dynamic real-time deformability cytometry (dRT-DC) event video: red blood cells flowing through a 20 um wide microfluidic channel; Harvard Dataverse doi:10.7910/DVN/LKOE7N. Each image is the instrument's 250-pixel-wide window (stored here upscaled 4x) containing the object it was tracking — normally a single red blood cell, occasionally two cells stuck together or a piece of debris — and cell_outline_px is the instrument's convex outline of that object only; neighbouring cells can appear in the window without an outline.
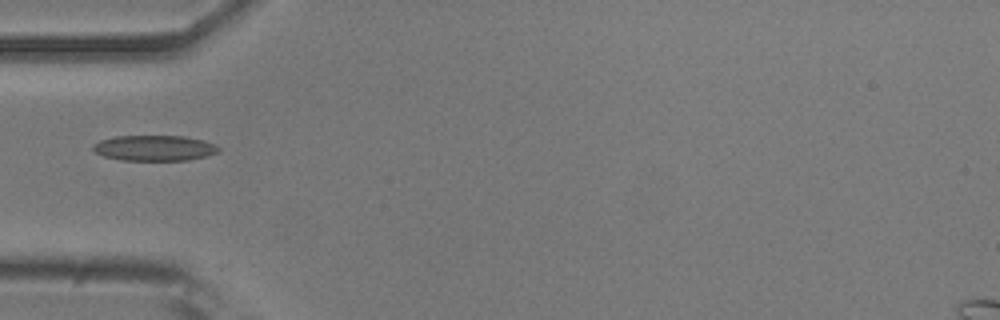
{"species": "common noctule bat (a hibernating species)", "species_latin": "Nyctalus noctula", "temperature_condition": "room temperature", "stored_images_in_passage": 23, "camera_frame_rate_fps": 3000, "um_per_image_px": 0.085, "animal": {"sex": "male", "body_mass_g": 20.5, "forearm_length_mm": 52.5}, "frame": {"image": 1, "passage_image": 1, "time_ms": 0.0, "image_size_px": [1000, 320], "cell_outline_px": [[220, 152], [208, 156], [188, 160], [120, 160], [104, 156], [96, 152], [92, 148], [92, 144], [100, 140], [116, 136], [184, 136], [204, 140], [216, 144], [220, 148]], "centroid_in_image_um": [13.17, 12.58], "position_along_channel_um": 71.8, "area_um2": 18.84}}